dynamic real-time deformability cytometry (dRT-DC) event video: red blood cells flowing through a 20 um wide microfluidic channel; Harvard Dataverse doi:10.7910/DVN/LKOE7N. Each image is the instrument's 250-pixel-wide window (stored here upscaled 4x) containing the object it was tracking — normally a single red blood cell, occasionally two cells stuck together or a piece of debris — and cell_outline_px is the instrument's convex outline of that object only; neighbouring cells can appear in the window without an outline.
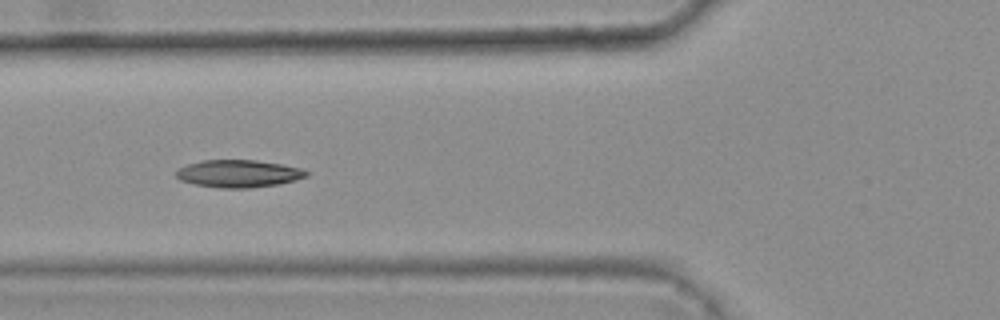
{"species": "common noctule bat (a hibernating species)", "species_latin": "Nyctalus noctula", "temperature_condition": "warm", "stored_images_in_passage": 34, "camera_frame_rate_fps": 3000, "um_per_image_px": 0.085, "animal": {"sex": "female", "body_mass_g": 25.1}, "frame": {"image": 1, "passage_image": 10, "time_ms": 3.0, "image_size_px": [1000, 320], "cell_outline_px": [[308, 176], [296, 180], [276, 184], [248, 188], [220, 188], [192, 184], [180, 180], [176, 176], [176, 172], [180, 168], [188, 164], [200, 160], [256, 160], [280, 164], [300, 168], [308, 172]], "centroid_in_image_um": [20.25, 14.76], "position_along_channel_um": 105.6, "area_um2": 20.75}}
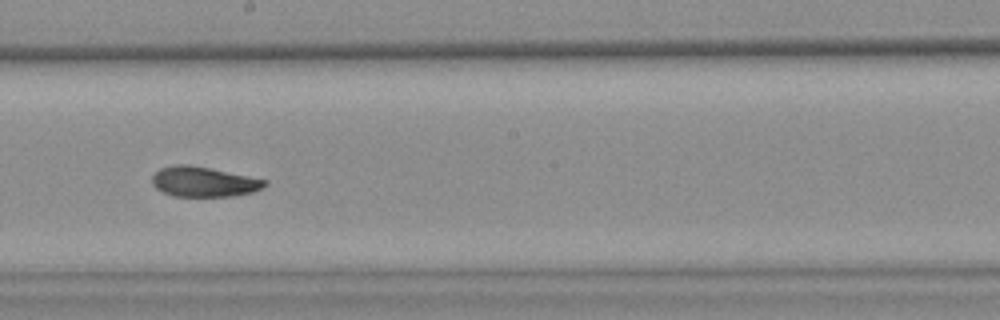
{"frame": {"image": 2, "passage_image": 20, "time_ms": 6.333, "image_size_px": [1000, 320], "cell_outline_px": [[268, 184], [252, 192], [232, 196], [172, 196], [156, 188], [152, 184], [152, 176], [160, 168], [172, 164], [188, 164], [268, 180]], "centroid_in_image_um": [17.28, 15.44], "position_along_channel_um": 230.9, "area_um2": 19.59}, "authors_computed_cell_mechanics": {"area_um2": 20.3167, "velocity_mm_per_s": 3.7653, "shape_relaxation_time_tau1_ms": 5.0591, "shape_relaxation_time_tau2_ms": 2.6057, "deformation_change_tau1": 0.1637, "deformation_change_tau2": 0.0633}}